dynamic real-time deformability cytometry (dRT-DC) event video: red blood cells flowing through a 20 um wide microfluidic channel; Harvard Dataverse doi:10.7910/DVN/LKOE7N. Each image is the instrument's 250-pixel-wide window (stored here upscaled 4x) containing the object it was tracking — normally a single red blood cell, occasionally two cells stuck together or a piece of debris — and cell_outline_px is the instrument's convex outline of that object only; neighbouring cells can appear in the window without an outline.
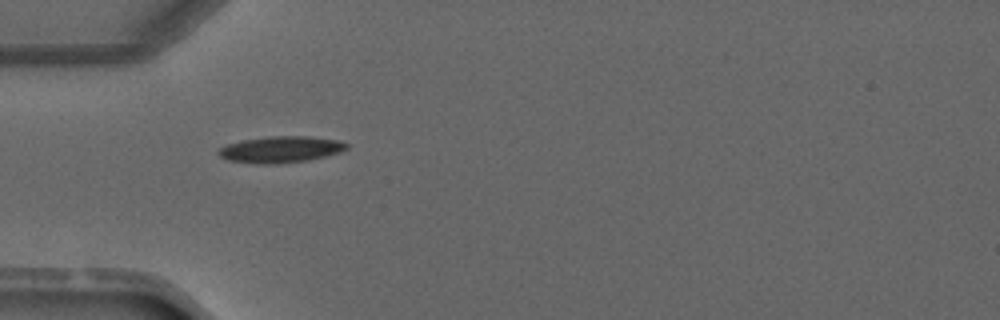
{"species": "common noctule bat (a hibernating species)", "species_latin": "Nyctalus noctula", "temperature_condition": "warm", "stored_images_in_passage": 2, "camera_frame_rate_fps": 3000, "um_per_image_px": 0.085, "animal": {"sex": "male", "forearm_length_mm": 52.5}, "frame": {"image": 1, "passage_image": 1, "time_ms": 0.0, "image_size_px": [1000, 320], "cell_outline_px": [[348, 148], [340, 152], [308, 160], [276, 164], [256, 164], [228, 160], [220, 156], [216, 152], [220, 148], [228, 144], [244, 140], [272, 136], [308, 136], [336, 140], [348, 144]], "centroid_in_image_um": [23.84, 12.71], "position_along_channel_um": 61.2, "area_um2": 19.54}}
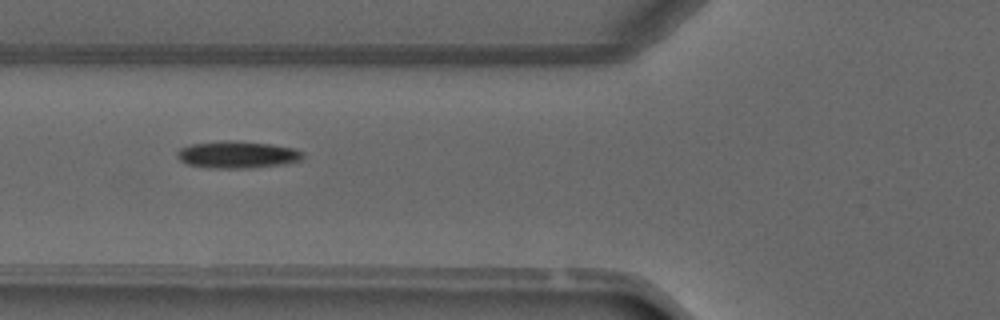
{"frame": {"image": 2, "passage_image": 2, "time_ms": 1.0, "image_size_px": [1000, 320], "cell_outline_px": [[304, 156], [300, 160], [288, 164], [248, 168], [208, 168], [188, 164], [180, 160], [176, 156], [176, 152], [180, 148], [192, 144], [224, 140], [236, 140], [272, 144], [296, 148], [304, 152]], "centroid_in_image_um": [20.21, 13.14], "position_along_channel_um": 105.6, "area_um2": 20.17}}